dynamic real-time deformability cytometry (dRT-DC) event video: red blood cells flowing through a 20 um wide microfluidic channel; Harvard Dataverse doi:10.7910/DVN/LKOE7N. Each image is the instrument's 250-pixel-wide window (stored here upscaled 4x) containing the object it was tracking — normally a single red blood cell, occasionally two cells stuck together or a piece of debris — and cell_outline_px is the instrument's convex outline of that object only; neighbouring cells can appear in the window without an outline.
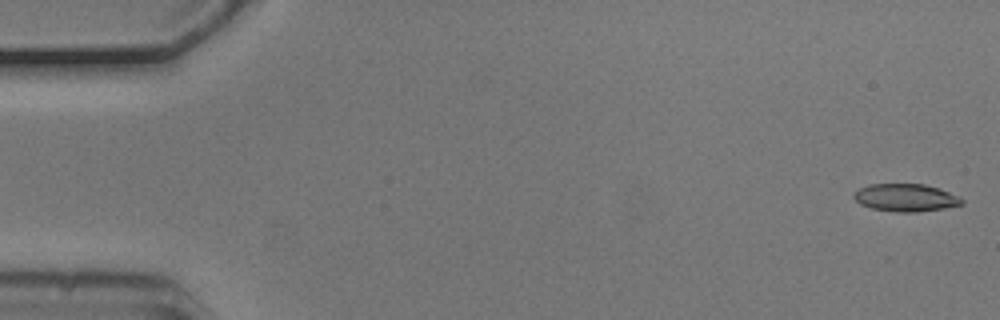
{"species": "common noctule bat (a hibernating species)", "species_latin": "Nyctalus noctula", "temperature_condition": "cold", "stored_images_in_passage": 5, "camera_frame_rate_fps": 3000, "um_per_image_px": 0.085, "animal": {"sex": "male", "body_mass_g": 20.5, "forearm_length_mm": 52.5}, "frame": {"image": 1, "passage_image": 1, "time_ms": 0.0, "image_size_px": [1000, 320], "cell_outline_px": [[964, 204], [944, 208], [916, 212], [896, 212], [872, 208], [860, 204], [852, 196], [860, 188], [868, 184], [924, 184], [940, 188], [960, 196], [964, 200]], "centroid_in_image_um": [77.02, 16.8], "position_along_channel_um": 8.0, "area_um2": 17.46}}
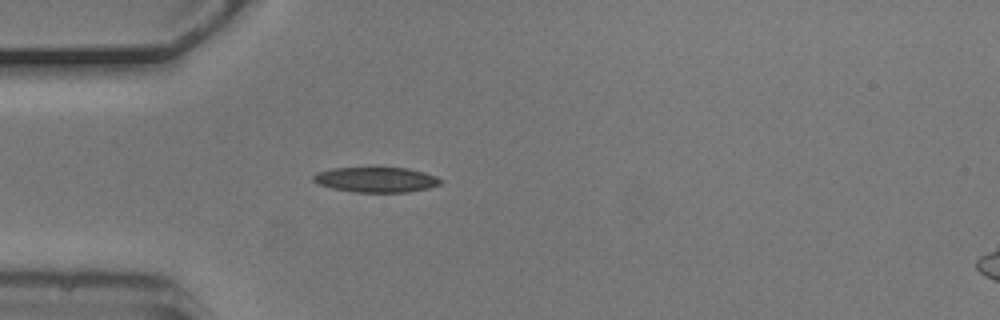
{"frame": {"image": 2, "passage_image": 5, "time_ms": 1.333, "image_size_px": [1000, 320], "cell_outline_px": [[444, 180], [440, 184], [428, 188], [408, 192], [352, 192], [332, 188], [316, 184], [312, 180], [312, 176], [316, 172], [332, 168], [376, 164], [408, 168], [424, 172], [436, 176]], "centroid_in_image_um": [31.93, 15.21], "position_along_channel_um": 53.1, "area_um2": 19.88}}